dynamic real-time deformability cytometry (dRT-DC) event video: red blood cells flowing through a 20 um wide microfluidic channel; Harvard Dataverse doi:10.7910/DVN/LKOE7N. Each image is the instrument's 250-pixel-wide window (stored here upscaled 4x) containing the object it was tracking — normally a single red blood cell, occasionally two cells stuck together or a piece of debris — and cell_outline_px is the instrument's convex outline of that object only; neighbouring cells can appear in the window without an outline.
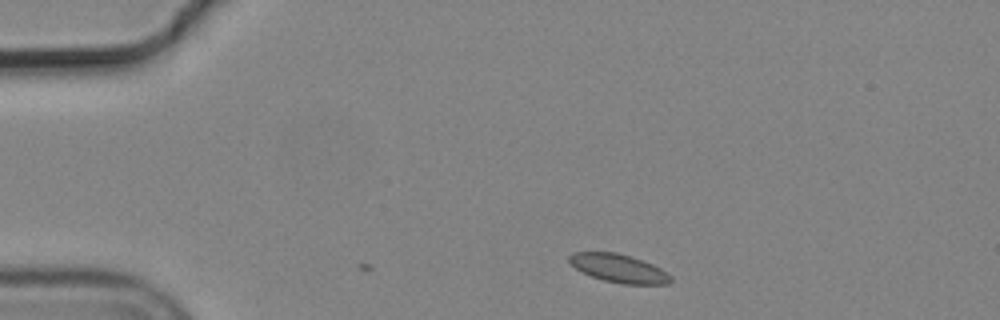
{"species": "common noctule bat (a hibernating species)", "species_latin": "Nyctalus noctula", "temperature_condition": "cold", "stored_images_in_passage": 27, "camera_frame_rate_fps": 3000, "um_per_image_px": 0.085, "animal": {"sex": "male", "body_mass_g": 19.2, "forearm_length_mm": 51.8}, "frame": {"image": 1, "passage_image": 1, "time_ms": 0.0, "image_size_px": [1000, 320], "cell_outline_px": [[672, 280], [668, 284], [624, 284], [604, 280], [580, 272], [568, 264], [568, 256], [572, 252], [616, 252], [652, 264], [668, 272], [672, 276]], "centroid_in_image_um": [52.55, 22.81], "position_along_channel_um": 32.4, "area_um2": 16.82}}
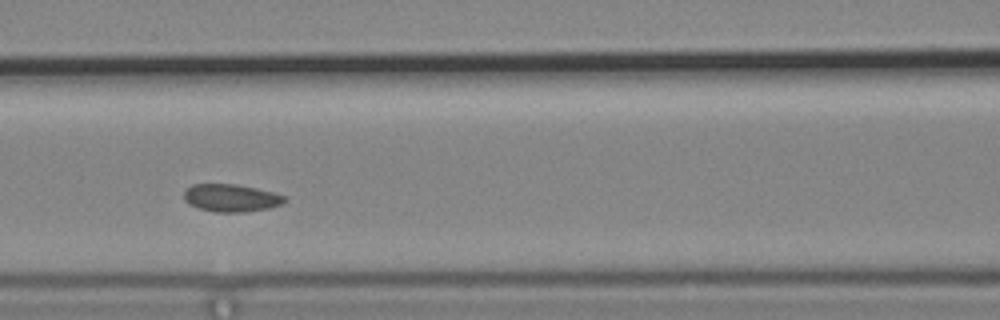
{"frame": {"image": 2, "passage_image": 15, "time_ms": 4.667, "image_size_px": [1000, 320], "cell_outline_px": [[288, 200], [284, 204], [268, 208], [244, 212], [216, 212], [200, 208], [188, 204], [184, 200], [184, 192], [192, 184], [236, 184], [256, 188], [272, 192], [284, 196]], "centroid_in_image_um": [19.66, 16.82], "position_along_channel_um": 146.9, "area_um2": 16.18}}
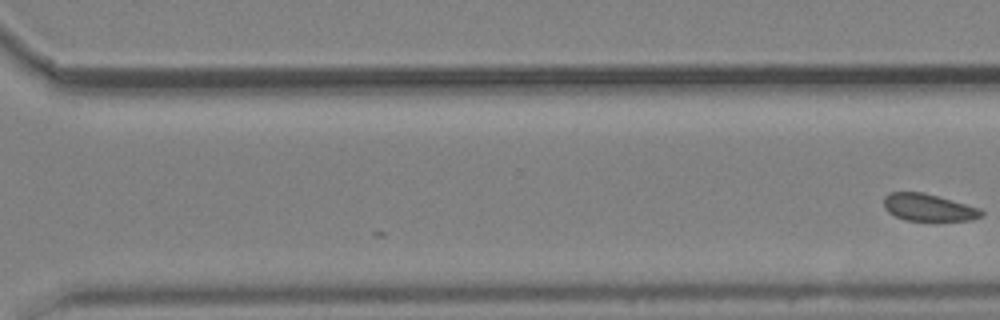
{"frame": {"image": 3, "passage_image": 27, "time_ms": 8.667, "image_size_px": [1000, 320], "cell_outline_px": [[984, 212], [980, 216], [972, 220], [932, 224], [904, 220], [888, 212], [884, 208], [884, 196], [888, 192], [924, 192], [980, 208]], "centroid_in_image_um": [78.93, 17.69], "position_along_channel_um": 291.7, "area_um2": 16.36}}